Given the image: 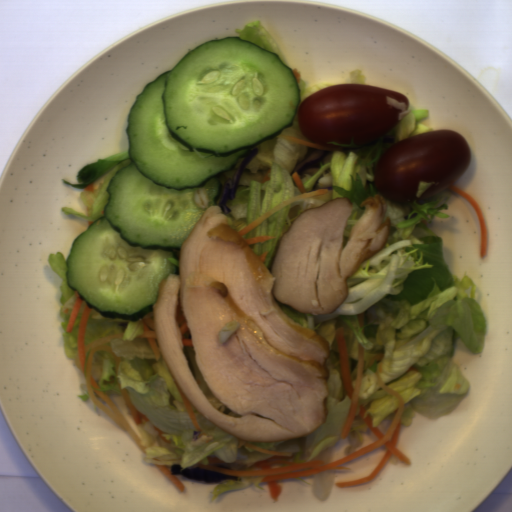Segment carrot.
<instances>
[{"mask_svg":"<svg viewBox=\"0 0 512 512\" xmlns=\"http://www.w3.org/2000/svg\"><path fill=\"white\" fill-rule=\"evenodd\" d=\"M384 357V353H377L368 363L369 367L375 363V361L382 360Z\"/></svg>","mask_w":512,"mask_h":512,"instance_id":"obj_13","label":"carrot"},{"mask_svg":"<svg viewBox=\"0 0 512 512\" xmlns=\"http://www.w3.org/2000/svg\"><path fill=\"white\" fill-rule=\"evenodd\" d=\"M357 319H358L359 326L362 329L364 326V321H365V311L358 313Z\"/></svg>","mask_w":512,"mask_h":512,"instance_id":"obj_14","label":"carrot"},{"mask_svg":"<svg viewBox=\"0 0 512 512\" xmlns=\"http://www.w3.org/2000/svg\"><path fill=\"white\" fill-rule=\"evenodd\" d=\"M120 392L122 395L123 402L129 412L132 420L135 422V424L137 426L142 424V420L149 422V418L145 414H143L142 412L137 410L136 407L134 406L128 390H126L125 388H122L120 390Z\"/></svg>","mask_w":512,"mask_h":512,"instance_id":"obj_8","label":"carrot"},{"mask_svg":"<svg viewBox=\"0 0 512 512\" xmlns=\"http://www.w3.org/2000/svg\"><path fill=\"white\" fill-rule=\"evenodd\" d=\"M281 136L284 139H286L287 141L292 142L294 144H300V145H304V146H307V147H313V148H318V149H323V150H332L333 151V148H328V147L322 146V145H320L318 143H311V142H308V141L303 140V139L293 138V137H289V136H286V135H281Z\"/></svg>","mask_w":512,"mask_h":512,"instance_id":"obj_12","label":"carrot"},{"mask_svg":"<svg viewBox=\"0 0 512 512\" xmlns=\"http://www.w3.org/2000/svg\"><path fill=\"white\" fill-rule=\"evenodd\" d=\"M174 381H175V384H176V387H177V390H178V393L182 399V402L185 406V409L196 429V431H202L203 429L201 428V426L199 425L198 421H197V418L195 416V413L193 411V408L191 406V402H190V399L187 397V395L184 393V391L182 390V388L180 387V385L178 384V382L176 381V379L174 378Z\"/></svg>","mask_w":512,"mask_h":512,"instance_id":"obj_9","label":"carrot"},{"mask_svg":"<svg viewBox=\"0 0 512 512\" xmlns=\"http://www.w3.org/2000/svg\"><path fill=\"white\" fill-rule=\"evenodd\" d=\"M382 371L383 369L380 362L378 364V371H375L374 373L377 378L378 386L382 387L383 390L388 394L393 395L398 401L396 410L394 412V417L385 435L378 430L377 426L373 427V421L370 414L367 415V417H365V412L367 409L364 406L361 405L360 410L358 412L361 420L377 437V441L351 454H348L330 464H324V460L320 459L309 462H294L292 461V459L295 456L293 453L263 449L249 443V440H243L238 437V444L236 449L245 446L246 448L258 451L265 455H271V457L266 460H260L254 463V466L257 470H232L223 467H218L217 465L226 463L220 456H206L208 465L199 462L198 466H200L201 469L220 472L227 476H239L242 478H263L261 483H267L270 497L272 501L276 503L282 491V486L278 483V480H284L288 478H303L313 474L325 473L328 471L351 470V468L339 465L357 459L382 446H385L387 451L382 457L379 465L369 475L359 480H350L346 482L337 481L335 483V486L341 488L371 483L379 476V474L383 471V469L386 467V465L393 457L397 458L398 460L407 465H411V459L405 453H403L397 446L400 435V429L402 425V417L405 412V401L401 395L387 387L382 382L380 377V373Z\"/></svg>","mask_w":512,"mask_h":512,"instance_id":"obj_1","label":"carrot"},{"mask_svg":"<svg viewBox=\"0 0 512 512\" xmlns=\"http://www.w3.org/2000/svg\"><path fill=\"white\" fill-rule=\"evenodd\" d=\"M155 466L161 471V473L167 479H169L176 486V488L179 491H181L182 493L184 492L185 486H184L183 482L175 474L171 475L170 467H168L167 465H155Z\"/></svg>","mask_w":512,"mask_h":512,"instance_id":"obj_11","label":"carrot"},{"mask_svg":"<svg viewBox=\"0 0 512 512\" xmlns=\"http://www.w3.org/2000/svg\"><path fill=\"white\" fill-rule=\"evenodd\" d=\"M81 302H82V300H81L78 292H76L74 290V304H73L71 315H70V318H69V321H68V324H67V327H66V332L67 333H71L73 328H74L75 320H76V317H77V314H78Z\"/></svg>","mask_w":512,"mask_h":512,"instance_id":"obj_10","label":"carrot"},{"mask_svg":"<svg viewBox=\"0 0 512 512\" xmlns=\"http://www.w3.org/2000/svg\"><path fill=\"white\" fill-rule=\"evenodd\" d=\"M335 337L338 349V359L341 377L346 394L350 401L348 414L341 433L342 439L347 438L350 435V430L355 419L365 367V348L358 341L357 367L355 371V382L353 385L344 326H339L338 328L335 329Z\"/></svg>","mask_w":512,"mask_h":512,"instance_id":"obj_3","label":"carrot"},{"mask_svg":"<svg viewBox=\"0 0 512 512\" xmlns=\"http://www.w3.org/2000/svg\"><path fill=\"white\" fill-rule=\"evenodd\" d=\"M175 320L181 330V342L184 346L187 347H194L192 336L189 331L188 323L186 320V317L184 315L183 309L181 307V304L178 300L177 306H176V317Z\"/></svg>","mask_w":512,"mask_h":512,"instance_id":"obj_7","label":"carrot"},{"mask_svg":"<svg viewBox=\"0 0 512 512\" xmlns=\"http://www.w3.org/2000/svg\"><path fill=\"white\" fill-rule=\"evenodd\" d=\"M272 169L271 167L269 168V170L267 171L266 175L264 176V178L260 181L263 185L266 183V182H269L271 179H270V173H271Z\"/></svg>","mask_w":512,"mask_h":512,"instance_id":"obj_17","label":"carrot"},{"mask_svg":"<svg viewBox=\"0 0 512 512\" xmlns=\"http://www.w3.org/2000/svg\"><path fill=\"white\" fill-rule=\"evenodd\" d=\"M292 72L296 78L297 84L299 83V81H302V74L298 68H294Z\"/></svg>","mask_w":512,"mask_h":512,"instance_id":"obj_16","label":"carrot"},{"mask_svg":"<svg viewBox=\"0 0 512 512\" xmlns=\"http://www.w3.org/2000/svg\"><path fill=\"white\" fill-rule=\"evenodd\" d=\"M268 253H269V251H266V252L262 253L260 256H258L263 261L264 265L266 263Z\"/></svg>","mask_w":512,"mask_h":512,"instance_id":"obj_19","label":"carrot"},{"mask_svg":"<svg viewBox=\"0 0 512 512\" xmlns=\"http://www.w3.org/2000/svg\"><path fill=\"white\" fill-rule=\"evenodd\" d=\"M446 189L454 191L455 193L466 199L469 202V204L473 207L478 217L480 225V259L485 258L488 255V228L479 202L472 195H470L469 193H467L466 191L462 190L457 186L452 185Z\"/></svg>","mask_w":512,"mask_h":512,"instance_id":"obj_5","label":"carrot"},{"mask_svg":"<svg viewBox=\"0 0 512 512\" xmlns=\"http://www.w3.org/2000/svg\"><path fill=\"white\" fill-rule=\"evenodd\" d=\"M92 311L93 309H89L86 304L80 317L76 339L77 357L74 361L75 367L84 376L86 356L87 352L89 351L85 374V389L89 397L92 399L95 405L114 423H116L136 444V446L146 455L145 445H142L140 438L132 429L128 420L123 416V414L119 411L115 403L108 397V395L99 387L92 374L93 359L96 351H106L108 354H110L115 361V373H118V366L121 361V356H117L112 352L111 340L122 339L124 332H119L113 335H106L86 344V328Z\"/></svg>","mask_w":512,"mask_h":512,"instance_id":"obj_2","label":"carrot"},{"mask_svg":"<svg viewBox=\"0 0 512 512\" xmlns=\"http://www.w3.org/2000/svg\"><path fill=\"white\" fill-rule=\"evenodd\" d=\"M292 179H293L295 185L298 187V189L301 191L302 194H300V195H298L296 197H293L291 199L285 200L279 206H277L276 208H274V209L264 213L263 215H261L260 217L255 219L253 222H251L244 229H242L240 232H238L237 234L242 238V240L247 245L248 244H253V243H259V242H263V241H268V240H272L274 238H277V237H274L272 235H264V236H256V237L246 238L243 235H245L246 233H248L249 231L254 229L256 226L261 224L263 221H265L267 218H269L271 215H273L274 213H276L280 209L284 208L285 206H287L289 204L296 203V202H299V201L307 199V198L321 196V195H326L327 192H328L327 189H313V190H310V191H306L299 172H295L294 171L293 174H292Z\"/></svg>","mask_w":512,"mask_h":512,"instance_id":"obj_4","label":"carrot"},{"mask_svg":"<svg viewBox=\"0 0 512 512\" xmlns=\"http://www.w3.org/2000/svg\"><path fill=\"white\" fill-rule=\"evenodd\" d=\"M141 323L143 327L142 334L138 335L136 338H145L148 345L152 349L156 362L160 360L161 357V347L156 331L155 326V312L154 309L148 312L143 318H141Z\"/></svg>","mask_w":512,"mask_h":512,"instance_id":"obj_6","label":"carrot"},{"mask_svg":"<svg viewBox=\"0 0 512 512\" xmlns=\"http://www.w3.org/2000/svg\"><path fill=\"white\" fill-rule=\"evenodd\" d=\"M153 426H154V425H153ZM154 428H155V430L158 432V434H159V436H160V438H161V440H162L163 442H165L166 444H170V443H172V442H171V440H168L166 437H163V434H166L165 432H163L162 430L158 429V428H157V427H155V426H154Z\"/></svg>","mask_w":512,"mask_h":512,"instance_id":"obj_15","label":"carrot"},{"mask_svg":"<svg viewBox=\"0 0 512 512\" xmlns=\"http://www.w3.org/2000/svg\"><path fill=\"white\" fill-rule=\"evenodd\" d=\"M95 189H96V186L94 185V183L92 182L91 184H89L87 187L83 188L84 192H95Z\"/></svg>","mask_w":512,"mask_h":512,"instance_id":"obj_18","label":"carrot"}]
</instances>
